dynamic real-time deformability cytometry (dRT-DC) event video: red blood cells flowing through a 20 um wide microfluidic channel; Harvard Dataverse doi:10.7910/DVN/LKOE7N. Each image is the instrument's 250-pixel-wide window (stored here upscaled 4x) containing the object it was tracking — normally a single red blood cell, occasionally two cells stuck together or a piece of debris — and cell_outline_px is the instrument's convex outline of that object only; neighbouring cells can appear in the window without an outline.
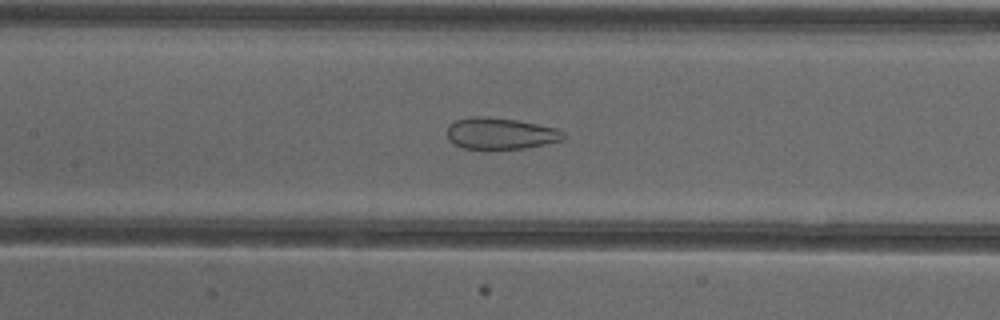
{"species": "common noctule bat (a hibernating species)", "species_latin": "Nyctalus noctula", "temperature_condition": "cold", "stored_images_in_passage": 53, "camera_frame_rate_fps": 3000, "um_per_image_px": 0.085, "animal": {"sex": "female"}, "frame": {"image": 1, "passage_image": 25, "time_ms": 8.0, "image_size_px": [1000, 320], "cell_outline_px": [[564, 136], [560, 140], [544, 144], [524, 148], [460, 148], [452, 144], [448, 140], [448, 124], [456, 120], [472, 116], [488, 116], [516, 120], [556, 128], [564, 132]], "centroid_in_image_um": [42.47, 11.33], "position_along_channel_um": 164.9, "area_um2": 21.15}}
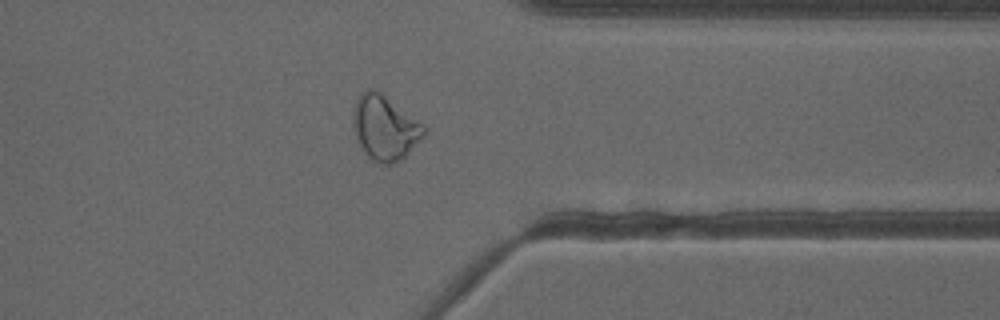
{"frame": {"image": 2, "passage_image": 42, "time_ms": 13.667, "image_size_px": [1000, 320], "cell_outline_px": [[428, 132], [400, 160], [392, 164], [384, 164], [372, 160], [364, 152], [356, 140], [352, 124], [352, 112], [356, 100], [360, 92], [368, 88], [372, 88], [380, 92], [424, 124], [428, 128]], "centroid_in_image_um": [32.69, 10.84], "position_along_channel_um": 378.7, "area_um2": 26.93}}
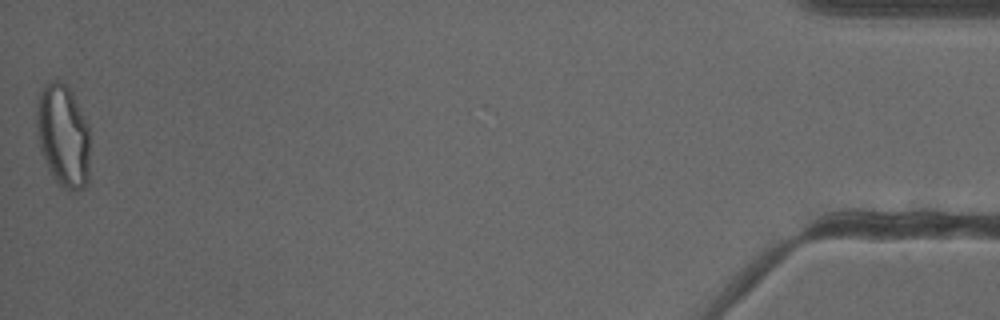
{"frame": {"image": 3, "passage_image": 53, "time_ms": 17.333, "image_size_px": [1000, 320], "cell_outline_px": [[88, 184], [84, 188], [72, 192], [60, 188], [56, 184], [40, 152], [36, 128], [36, 112], [40, 92], [44, 84], [52, 80], [60, 80], [72, 92], [88, 124]], "centroid_in_image_um": [5.35, 11.57], "position_along_channel_um": 429.9, "area_um2": 32.37}, "authors_computed_cell_mechanics": {"area_um2": 27.9174, "velocity_mm_per_s": 3.872, "shape_relaxation_time_tau1_ms": null, "shape_relaxation_time_tau2_ms": 1.2816, "deformation_change_tau1": null, "deformation_change_tau2": 0.0852}}